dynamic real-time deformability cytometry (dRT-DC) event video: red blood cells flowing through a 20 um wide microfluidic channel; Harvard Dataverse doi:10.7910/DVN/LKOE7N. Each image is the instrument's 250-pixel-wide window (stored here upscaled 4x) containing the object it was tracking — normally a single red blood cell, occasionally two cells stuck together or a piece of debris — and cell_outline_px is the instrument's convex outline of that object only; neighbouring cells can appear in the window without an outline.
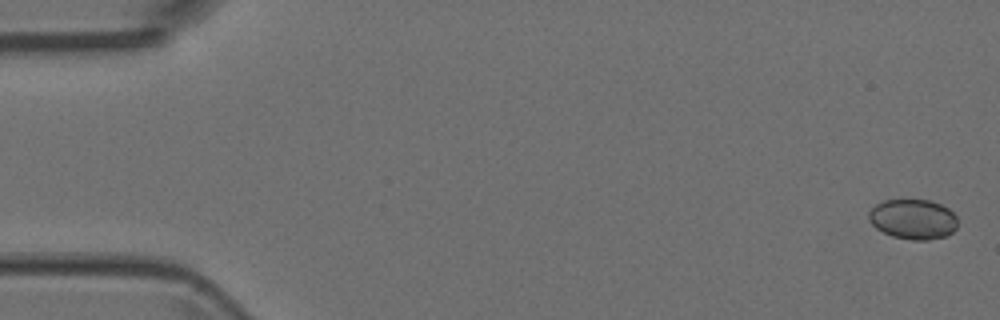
{"species": "Egyptian fruit bat (a non-hibernating species)", "species_latin": "Rousettus aegyptiacus", "temperature_condition": "room temperature", "stored_images_in_passage": 5, "camera_frame_rate_fps": 3000, "um_per_image_px": 0.085, "animal": {"sex": "female"}, "frame": {"image": 1, "passage_image": 1, "time_ms": 0.0, "image_size_px": [1000, 320], "cell_outline_px": [[956, 228], [952, 232], [944, 236], [928, 240], [912, 240], [892, 236], [876, 228], [868, 220], [868, 212], [876, 204], [884, 200], [928, 200], [940, 204], [948, 208], [956, 216]], "centroid_in_image_um": [77.59, 18.63], "position_along_channel_um": 7.4, "area_um2": 20.63}}
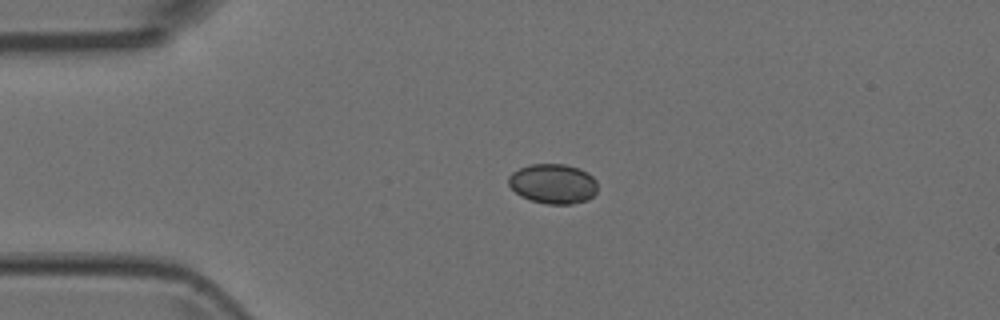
{"frame": {"image": 2, "passage_image": 4, "time_ms": 1.0, "image_size_px": [1000, 320], "cell_outline_px": [[596, 192], [588, 200], [572, 204], [548, 204], [532, 200], [520, 196], [508, 184], [508, 176], [512, 172], [528, 164], [564, 164], [580, 168], [588, 172], [596, 180]], "centroid_in_image_um": [47.01, 15.61], "position_along_channel_um": 38.0, "area_um2": 20.75}}